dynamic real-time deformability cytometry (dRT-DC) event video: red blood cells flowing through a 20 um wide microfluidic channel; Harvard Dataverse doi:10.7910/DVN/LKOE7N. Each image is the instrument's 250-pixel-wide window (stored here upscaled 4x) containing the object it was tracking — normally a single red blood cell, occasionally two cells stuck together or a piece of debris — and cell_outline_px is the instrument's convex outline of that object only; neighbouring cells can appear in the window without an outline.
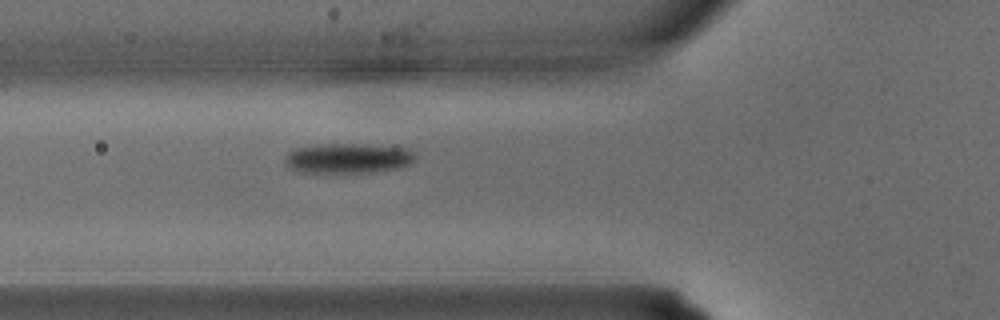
{"species": "common noctule bat (a hibernating species)", "species_latin": "Nyctalus noctula", "temperature_condition": "warm", "stored_images_in_passage": 4, "camera_frame_rate_fps": 3000, "um_per_image_px": 0.085, "animal": {"sex": "male", "body_mass_g": 15.6}, "frame": {"image": 1, "passage_image": 4, "time_ms": 1.0, "image_size_px": [1000, 320], "cell_outline_px": [[416, 160], [412, 164], [404, 168], [376, 172], [296, 172], [288, 168], [284, 160], [284, 156], [288, 152], [296, 148], [324, 144], [368, 144], [404, 148], [412, 152], [416, 156]], "centroid_in_image_um": [29.61, 13.46], "position_along_channel_um": 96.2, "area_um2": 23.12}}